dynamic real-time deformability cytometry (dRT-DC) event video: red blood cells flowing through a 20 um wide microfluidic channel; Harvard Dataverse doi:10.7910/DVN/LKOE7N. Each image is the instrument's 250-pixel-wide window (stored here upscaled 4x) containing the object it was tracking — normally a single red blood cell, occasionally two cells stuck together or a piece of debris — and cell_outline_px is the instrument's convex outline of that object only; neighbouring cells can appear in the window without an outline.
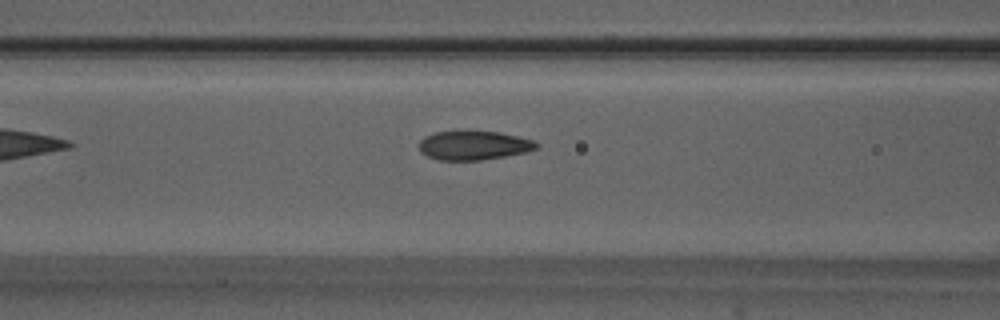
{"species": "Egyptian fruit bat (a non-hibernating species)", "species_latin": "Rousettus aegyptiacus", "temperature_condition": "warm", "stored_images_in_passage": 23, "camera_frame_rate_fps": 3000, "um_per_image_px": 0.085, "animal": {"sex": "male"}, "frame": {"image": 1, "passage_image": 7, "time_ms": 2.0, "image_size_px": [1000, 320], "cell_outline_px": [[540, 148], [524, 152], [504, 156], [480, 160], [440, 160], [428, 156], [420, 152], [420, 140], [424, 136], [436, 132], [460, 128], [464, 128], [500, 132], [532, 140], [540, 144]], "centroid_in_image_um": [40.24, 12.3], "position_along_channel_um": 126.4, "area_um2": 20.52}}
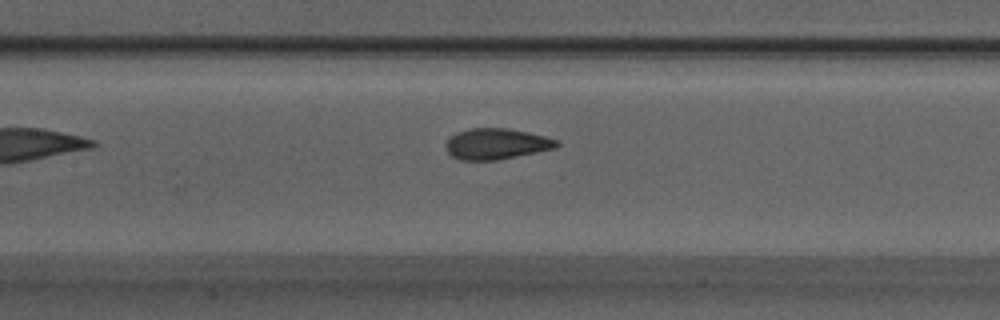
{"frame": {"image": 2, "passage_image": 10, "time_ms": 3.0, "image_size_px": [1000, 320], "cell_outline_px": [[560, 144], [556, 148], [496, 160], [460, 160], [452, 156], [448, 152], [444, 144], [456, 132], [472, 128], [508, 128], [528, 132], [560, 140]], "centroid_in_image_um": [42.2, 12.22], "position_along_channel_um": 165.2, "area_um2": 19.94}}